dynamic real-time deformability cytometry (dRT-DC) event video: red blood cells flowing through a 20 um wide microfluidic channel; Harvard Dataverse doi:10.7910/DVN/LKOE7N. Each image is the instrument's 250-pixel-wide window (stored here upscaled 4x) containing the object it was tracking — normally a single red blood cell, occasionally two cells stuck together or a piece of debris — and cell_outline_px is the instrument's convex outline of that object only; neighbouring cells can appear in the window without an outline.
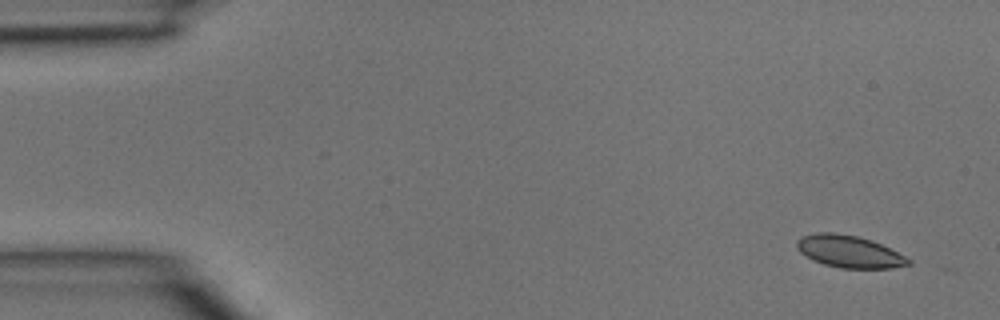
{"species": "common noctule bat (a hibernating species)", "species_latin": "Nyctalus noctula", "temperature_condition": "room temperature", "stored_images_in_passage": 2, "segment_of_instrument_passage": [2, 2], "camera_frame_rate_fps": 3000, "um_per_image_px": 0.085, "animal": {"sex": "male", "body_mass_g": 15.6}, "frame": {"image": 1, "passage_image": 2, "time_ms": 0.333, "image_size_px": [1000, 320], "cell_outline_px": [[912, 264], [892, 268], [840, 268], [824, 264], [812, 260], [800, 252], [796, 248], [796, 240], [800, 236], [816, 232], [832, 232], [856, 236], [872, 240], [912, 260]], "centroid_in_image_um": [72.14, 21.38], "position_along_channel_um": 12.9, "area_um2": 20.92}}